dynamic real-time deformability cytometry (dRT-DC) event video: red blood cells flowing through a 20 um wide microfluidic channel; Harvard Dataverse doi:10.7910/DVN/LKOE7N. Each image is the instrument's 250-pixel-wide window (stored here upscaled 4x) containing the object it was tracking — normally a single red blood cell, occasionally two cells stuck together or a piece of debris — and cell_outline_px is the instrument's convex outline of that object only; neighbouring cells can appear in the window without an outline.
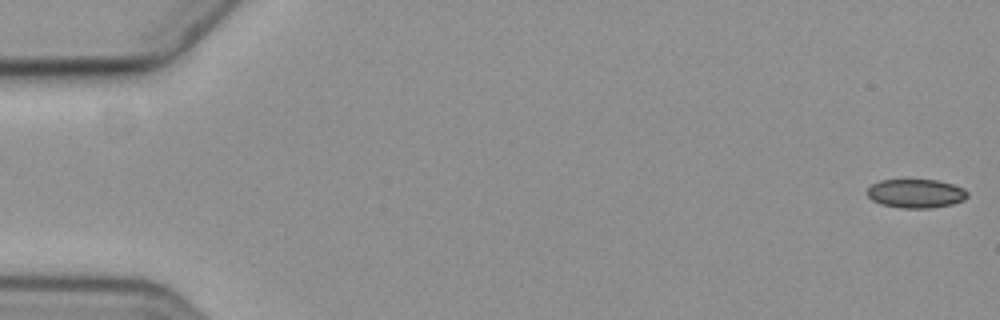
{"species": "common noctule bat (a hibernating species)", "species_latin": "Nyctalus noctula", "temperature_condition": "cold", "stored_images_in_passage": 59, "camera_frame_rate_fps": 3000, "um_per_image_px": 0.085, "animal": {"sex": "female", "body_mass_g": 19.3, "forearm_length_mm": 54.1}, "frame": {"image": 1, "passage_image": 1, "time_ms": 0.0, "image_size_px": [1000, 320], "cell_outline_px": [[968, 196], [964, 200], [952, 204], [932, 208], [900, 208], [880, 204], [872, 200], [868, 196], [868, 188], [872, 184], [880, 180], [940, 180], [964, 188], [968, 192]], "centroid_in_image_um": [77.87, 16.45], "position_along_channel_um": 7.1, "area_um2": 16.94}}
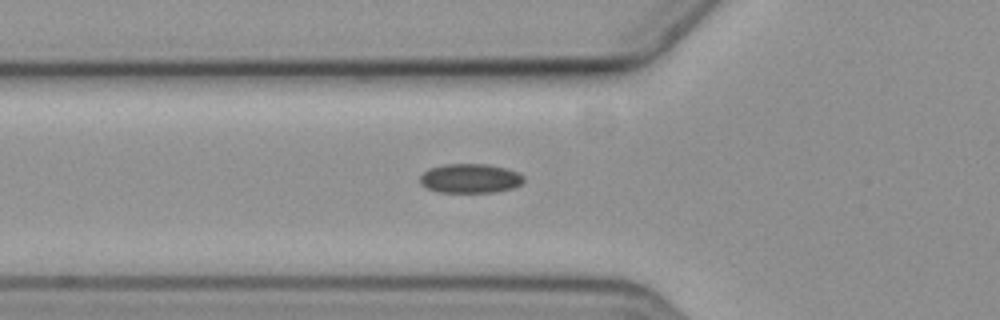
{"frame": {"image": 2, "passage_image": 21, "time_ms": 6.667, "image_size_px": [1000, 320], "cell_outline_px": [[524, 184], [512, 188], [496, 192], [436, 192], [420, 184], [420, 176], [428, 168], [444, 164], [488, 164], [504, 168], [516, 172], [524, 176]], "centroid_in_image_um": [39.96, 15.16], "position_along_channel_um": 85.8, "area_um2": 17.8}}
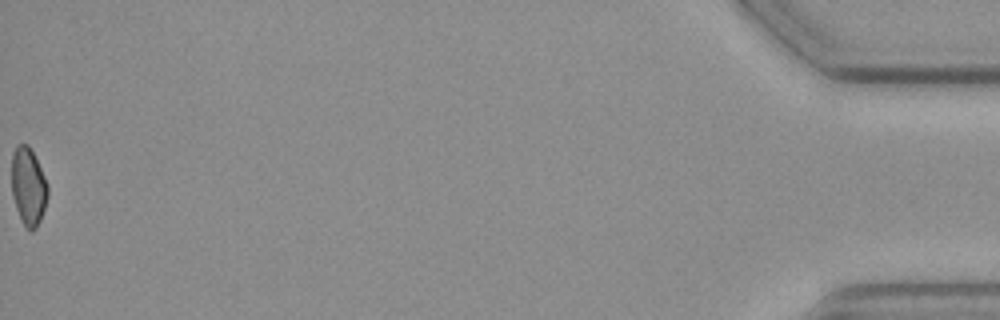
{"frame": {"image": 3, "passage_image": 59, "time_ms": 19.333, "image_size_px": [1000, 320], "cell_outline_px": [[48, 196], [40, 220], [36, 228], [32, 232], [28, 232], [24, 228], [16, 208], [12, 196], [12, 152], [16, 144], [28, 144], [48, 184]], "centroid_in_image_um": [2.39, 15.89], "position_along_channel_um": 432.8, "area_um2": 16.47}}